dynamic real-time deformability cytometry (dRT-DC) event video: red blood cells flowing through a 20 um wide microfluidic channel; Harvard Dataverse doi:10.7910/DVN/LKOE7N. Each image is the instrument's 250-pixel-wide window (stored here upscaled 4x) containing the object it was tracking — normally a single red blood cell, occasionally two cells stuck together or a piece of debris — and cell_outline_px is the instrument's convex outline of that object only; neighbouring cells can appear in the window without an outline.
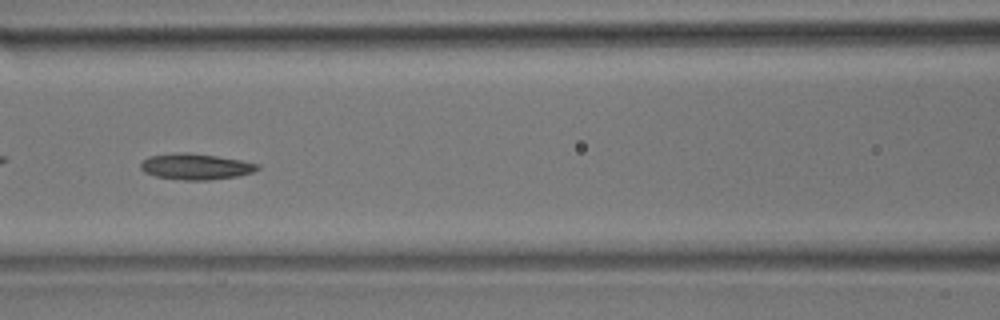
{"species": "common noctule bat (a hibernating species)", "species_latin": "Nyctalus noctula", "temperature_condition": "room temperature", "stored_images_in_passage": 44, "camera_frame_rate_fps": 3000, "um_per_image_px": 0.085, "animal": {"sex": "male", "body_mass_g": 17.9}, "frame": {"image": 1, "passage_image": 19, "time_ms": 6.0, "image_size_px": [1000, 320], "cell_outline_px": [[260, 168], [252, 172], [236, 176], [208, 180], [184, 180], [156, 176], [144, 172], [140, 168], [140, 164], [148, 156], [176, 152], [188, 152], [216, 156], [240, 160], [260, 164]], "centroid_in_image_um": [16.61, 14.15], "position_along_channel_um": 150.0, "area_um2": 17.63}}
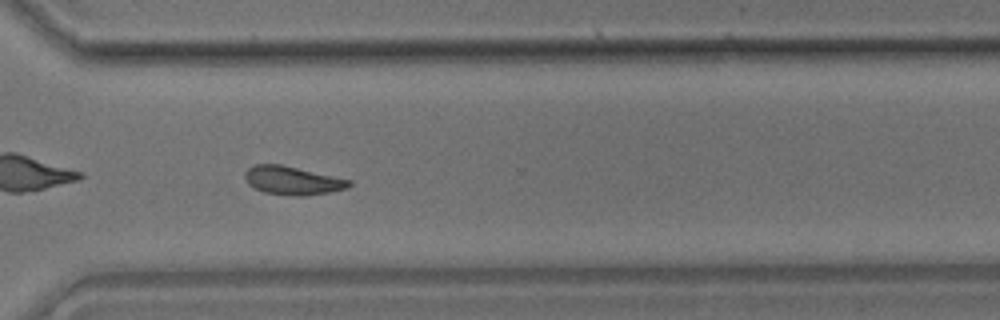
{"frame": {"image": 2, "passage_image": 32, "time_ms": 10.333, "image_size_px": [1000, 320], "cell_outline_px": [[352, 184], [348, 188], [328, 192], [304, 196], [296, 196], [264, 192], [248, 184], [244, 176], [244, 172], [248, 168], [256, 164], [280, 164], [352, 180]], "centroid_in_image_um": [24.87, 15.34], "position_along_channel_um": 345.7, "area_um2": 17.17}}